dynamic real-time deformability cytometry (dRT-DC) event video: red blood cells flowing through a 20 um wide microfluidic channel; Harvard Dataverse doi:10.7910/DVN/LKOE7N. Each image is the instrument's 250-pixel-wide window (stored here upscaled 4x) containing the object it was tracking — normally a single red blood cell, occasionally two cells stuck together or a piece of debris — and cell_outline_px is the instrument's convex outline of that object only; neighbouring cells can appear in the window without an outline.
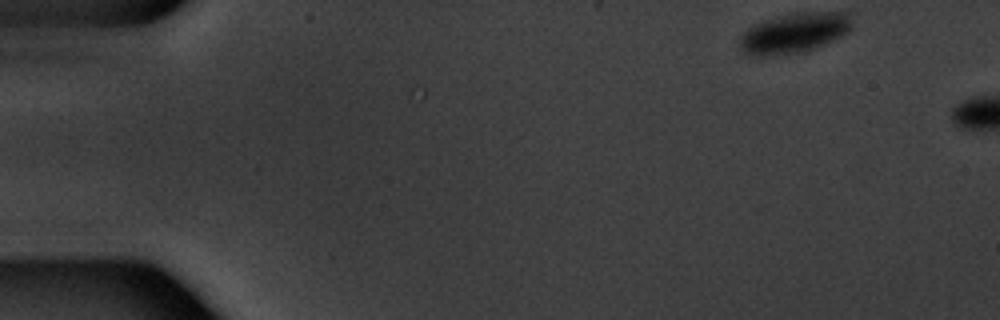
{"species": "common noctule bat (a hibernating species)", "species_latin": "Nyctalus noctula", "temperature_condition": "warm", "stored_images_in_passage": 4, "camera_frame_rate_fps": 3000, "um_per_image_px": 0.085, "animal": {"sex": "male", "body_mass_g": 20.1, "forearm_length_mm": 53.5}, "frame": {"image": 1, "passage_image": 1, "time_ms": 0.0, "image_size_px": [1000, 320], "cell_outline_px": [[852, 28], [848, 32], [824, 44], [804, 52], [764, 56], [756, 56], [744, 52], [740, 48], [740, 36], [748, 28], [764, 20], [796, 12], [848, 12], [852, 20]], "centroid_in_image_um": [67.53, 2.79], "position_along_channel_um": 17.5, "area_um2": 26.07}}